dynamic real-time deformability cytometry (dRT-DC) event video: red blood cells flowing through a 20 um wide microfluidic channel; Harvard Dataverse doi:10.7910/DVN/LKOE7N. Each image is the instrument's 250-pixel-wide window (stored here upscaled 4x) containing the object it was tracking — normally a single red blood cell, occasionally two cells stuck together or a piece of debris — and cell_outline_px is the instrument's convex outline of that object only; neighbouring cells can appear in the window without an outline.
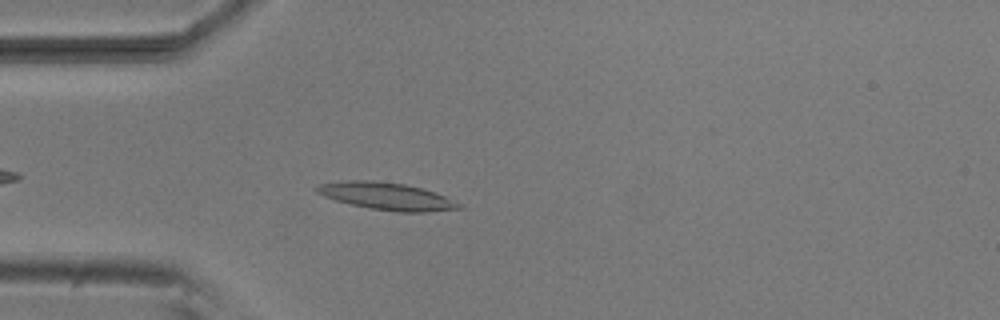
{"species": "common noctule bat (a hibernating species)", "species_latin": "Nyctalus noctula", "temperature_condition": "room temperature", "stored_images_in_passage": 43, "camera_frame_rate_fps": 3000, "um_per_image_px": 0.085, "animal": {"sex": "male", "body_mass_g": 20.5, "forearm_length_mm": 52.5}, "frame": {"image": 1, "passage_image": 5, "time_ms": 1.333, "image_size_px": [1000, 320], "cell_outline_px": [[464, 208], [424, 212], [396, 212], [372, 208], [352, 204], [336, 200], [324, 196], [316, 192], [312, 188], [320, 184], [348, 180], [372, 180], [404, 184], [436, 192], [464, 204]], "centroid_in_image_um": [32.91, 16.68], "position_along_channel_um": 52.1, "area_um2": 22.6}}
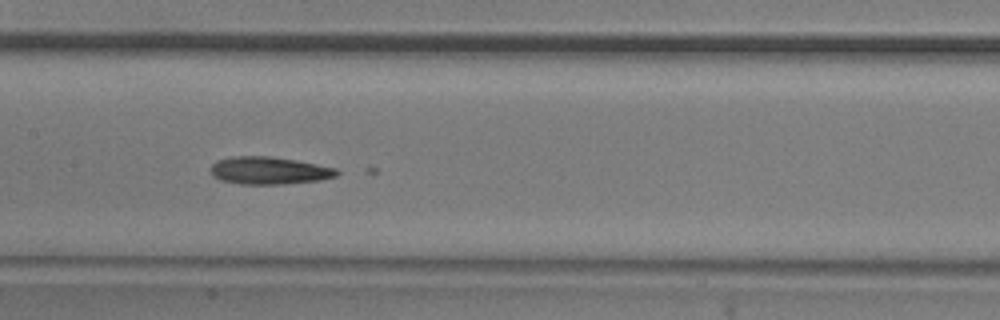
{"frame": {"image": 2, "passage_image": 16, "time_ms": 5.0, "image_size_px": [1000, 320], "cell_outline_px": [[340, 172], [336, 176], [320, 180], [284, 184], [240, 184], [220, 180], [212, 176], [212, 164], [216, 160], [232, 156], [268, 156], [296, 160], [336, 168]], "centroid_in_image_um": [22.86, 14.5], "position_along_channel_um": 184.5, "area_um2": 20.23}}
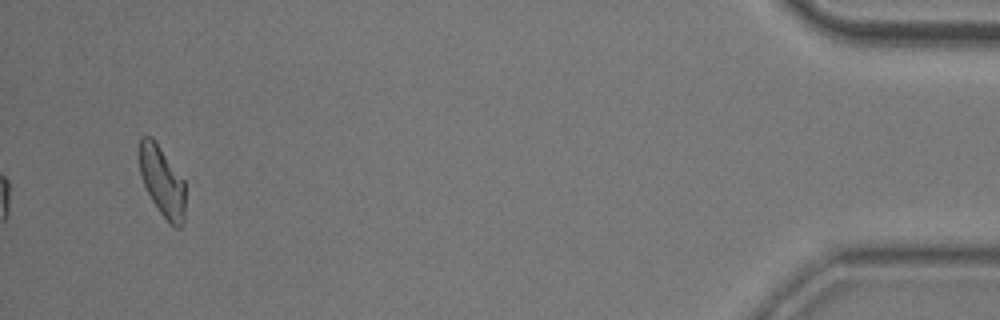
{"frame": {"image": 3, "passage_image": 41, "time_ms": 13.333, "image_size_px": [1000, 320], "cell_outline_px": [[184, 220], [180, 228], [176, 228], [160, 212], [152, 200], [140, 176], [140, 140], [144, 136], [152, 136], [184, 180]], "centroid_in_image_um": [13.79, 15.41], "position_along_channel_um": 421.4, "area_um2": 18.32}}